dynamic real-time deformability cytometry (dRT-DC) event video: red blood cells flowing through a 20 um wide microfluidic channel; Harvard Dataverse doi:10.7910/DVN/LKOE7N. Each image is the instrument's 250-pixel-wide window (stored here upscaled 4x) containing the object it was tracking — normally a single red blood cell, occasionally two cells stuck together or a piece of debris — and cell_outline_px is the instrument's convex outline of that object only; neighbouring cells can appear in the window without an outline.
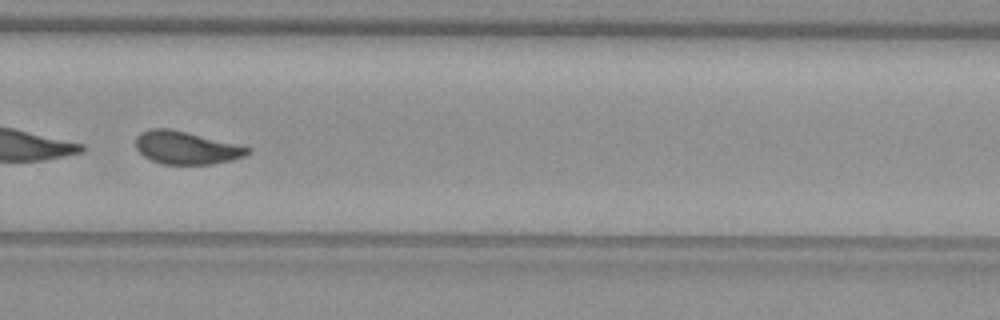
{"species": "common noctule bat (a hibernating species)", "species_latin": "Nyctalus noctula", "temperature_condition": "warm", "stored_images_in_passage": 51, "camera_frame_rate_fps": 3000, "um_per_image_px": 0.085, "animal": {"sex": "female", "body_mass_g": 29.2, "forearm_length_mm": 56.3}, "frame": {"image": 1, "passage_image": 35, "time_ms": 11.333, "image_size_px": [1000, 320], "cell_outline_px": [[252, 148], [244, 156], [232, 160], [212, 164], [164, 164], [152, 160], [144, 156], [136, 148], [136, 136], [140, 132], [152, 128], [168, 128], [236, 144]], "centroid_in_image_um": [15.8, 12.56], "position_along_channel_um": 314.0, "area_um2": 21.1}}
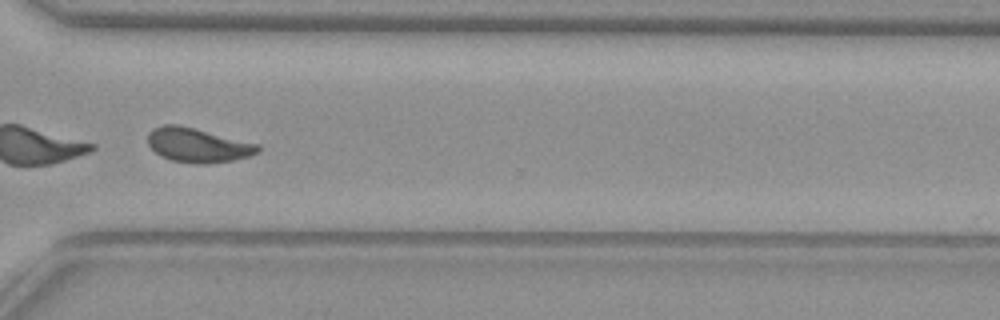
{"frame": {"image": 2, "passage_image": 38, "time_ms": 12.333, "image_size_px": [1000, 320], "cell_outline_px": [[260, 152], [248, 156], [232, 160], [204, 164], [196, 164], [172, 160], [160, 156], [148, 144], [148, 132], [164, 124], [176, 124], [260, 144]], "centroid_in_image_um": [16.82, 12.34], "position_along_channel_um": 353.8, "area_um2": 21.79}}